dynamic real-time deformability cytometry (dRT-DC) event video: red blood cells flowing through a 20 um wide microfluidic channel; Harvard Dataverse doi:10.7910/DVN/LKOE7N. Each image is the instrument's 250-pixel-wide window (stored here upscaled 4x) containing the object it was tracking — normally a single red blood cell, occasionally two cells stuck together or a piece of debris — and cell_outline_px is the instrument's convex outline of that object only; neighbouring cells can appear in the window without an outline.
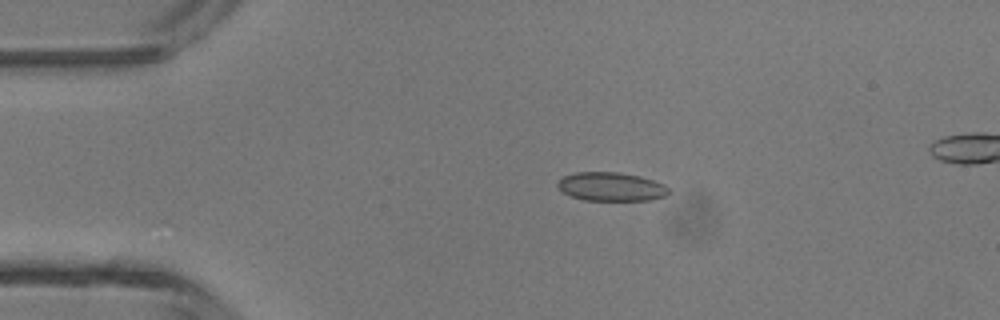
{"species": "common noctule bat (a hibernating species)", "species_latin": "Nyctalus noctula", "temperature_condition": "room temperature", "stored_images_in_passage": 40, "camera_frame_rate_fps": 3000, "um_per_image_px": 0.085, "animal": {"sex": "male", "body_mass_g": 13.3}, "frame": {"image": 1, "passage_image": 3, "time_ms": 0.667, "image_size_px": [1000, 320], "cell_outline_px": [[668, 192], [664, 196], [648, 200], [584, 200], [572, 196], [564, 192], [556, 184], [564, 176], [576, 172], [620, 172], [640, 176], [664, 184], [668, 188]], "centroid_in_image_um": [51.94, 15.86], "position_along_channel_um": 33.1, "area_um2": 18.32}}
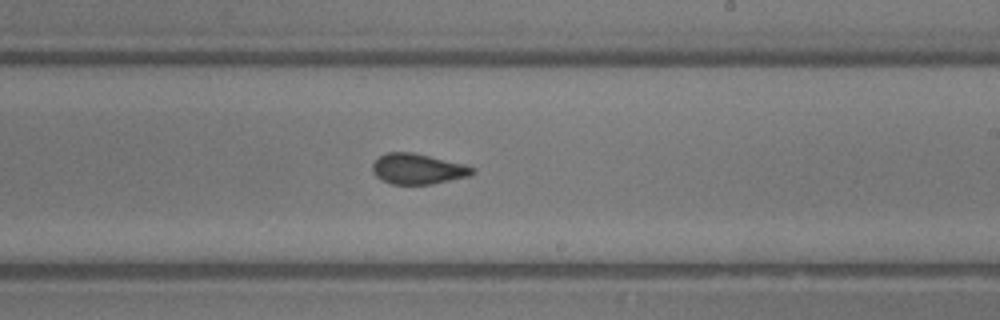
{"frame": {"image": 2, "passage_image": 21, "time_ms": 6.667, "image_size_px": [1000, 320], "cell_outline_px": [[476, 172], [472, 176], [432, 184], [392, 184], [380, 180], [372, 172], [372, 164], [380, 156], [388, 152], [412, 152], [464, 164], [476, 168]], "centroid_in_image_um": [35.54, 14.37], "position_along_channel_um": 253.5, "area_um2": 17.92}}
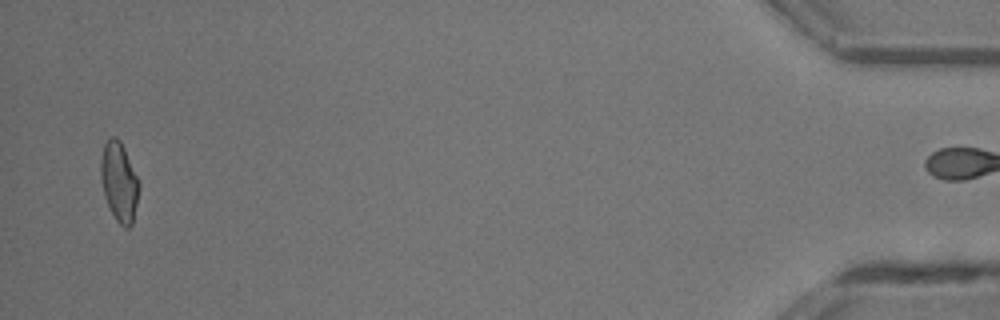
{"frame": {"image": 3, "passage_image": 39, "time_ms": 12.667, "image_size_px": [1000, 320], "cell_outline_px": [[140, 184], [132, 224], [128, 228], [124, 228], [116, 220], [104, 196], [100, 180], [100, 160], [104, 144], [112, 136], [116, 136], [120, 140], [140, 180]], "centroid_in_image_um": [10.12, 15.43], "position_along_channel_um": 425.1, "area_um2": 17.8}, "authors_computed_cell_mechanics": {"area_um2": 17.8313, "velocity_mm_per_s": 4.3856, "shape_relaxation_time_tau1_ms": 7.6587, "shape_relaxation_time_tau2_ms": 0.7086, "deformation_change_tau1": 0.1415, "deformation_change_tau2": 0.0688}}